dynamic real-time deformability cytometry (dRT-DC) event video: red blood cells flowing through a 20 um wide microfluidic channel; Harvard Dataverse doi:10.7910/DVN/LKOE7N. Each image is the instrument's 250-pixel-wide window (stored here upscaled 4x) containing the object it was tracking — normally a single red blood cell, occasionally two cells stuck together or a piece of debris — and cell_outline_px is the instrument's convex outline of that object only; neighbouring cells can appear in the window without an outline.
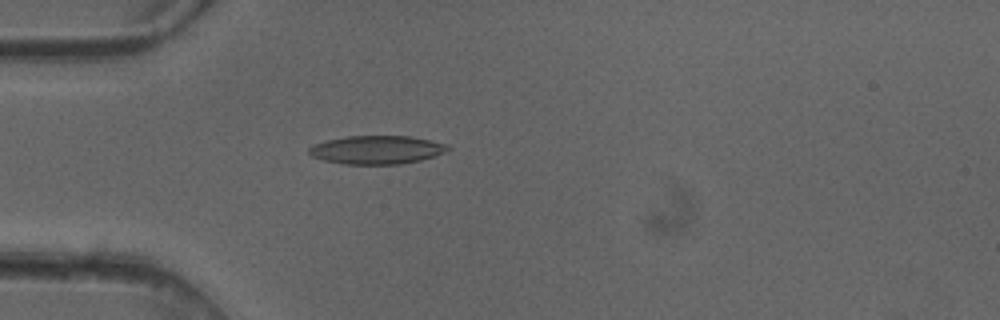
{"species": "common noctule bat (a hibernating species)", "species_latin": "Nyctalus noctula", "temperature_condition": "cold", "stored_images_in_passage": 5, "camera_frame_rate_fps": 3000, "um_per_image_px": 0.085, "animal": {"sex": "female"}, "frame": {"image": 1, "passage_image": 5, "time_ms": 1.333, "image_size_px": [1000, 320], "cell_outline_px": [[452, 148], [444, 152], [420, 160], [400, 164], [344, 164], [324, 160], [312, 156], [308, 152], [308, 148], [312, 144], [344, 136], [412, 136], [448, 144]], "centroid_in_image_um": [32.01, 12.72], "position_along_channel_um": 53.0, "area_um2": 23.0}}